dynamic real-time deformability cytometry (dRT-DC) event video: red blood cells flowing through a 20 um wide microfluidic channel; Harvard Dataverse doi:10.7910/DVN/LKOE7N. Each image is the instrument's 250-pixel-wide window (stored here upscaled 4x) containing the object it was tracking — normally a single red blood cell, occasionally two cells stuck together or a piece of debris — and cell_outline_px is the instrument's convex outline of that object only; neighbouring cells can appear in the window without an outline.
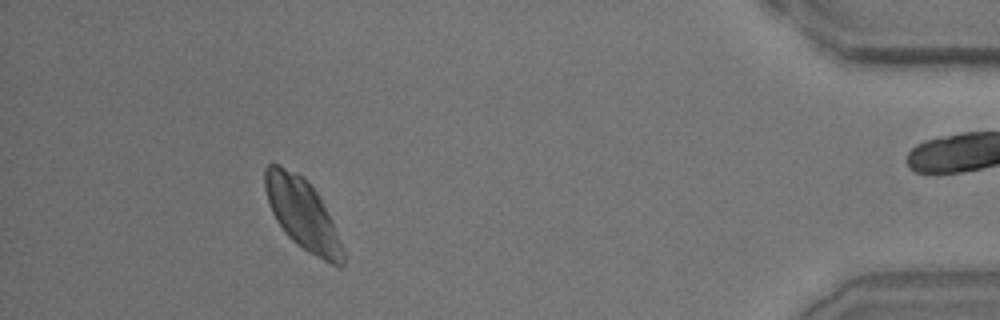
{"species": "common noctule bat (a hibernating species)", "species_latin": "Nyctalus noctula", "temperature_condition": "room temperature", "stored_images_in_passage": 38, "camera_frame_rate_fps": 3000, "um_per_image_px": 0.085, "animal": {"sex": "male", "body_mass_g": 15.6}, "frame": {"image": 1, "passage_image": 33, "time_ms": 10.667, "image_size_px": [1000, 320], "cell_outline_px": [[344, 264], [340, 268], [308, 252], [296, 244], [284, 232], [276, 220], [272, 212], [264, 188], [264, 168], [268, 164], [280, 164], [296, 172], [320, 196], [332, 220], [344, 252]], "centroid_in_image_um": [25.69, 18.19], "position_along_channel_um": 409.5, "area_um2": 31.96}}